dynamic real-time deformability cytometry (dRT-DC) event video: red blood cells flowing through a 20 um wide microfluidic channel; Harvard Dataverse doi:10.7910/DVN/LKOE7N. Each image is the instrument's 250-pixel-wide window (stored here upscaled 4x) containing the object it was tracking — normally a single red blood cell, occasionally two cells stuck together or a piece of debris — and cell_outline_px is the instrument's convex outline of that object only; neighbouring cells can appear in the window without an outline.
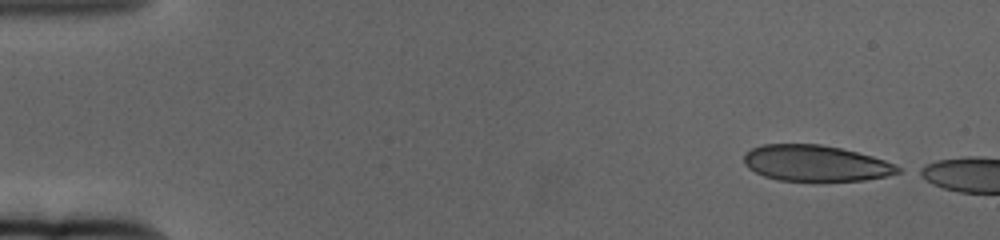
{"species": "human", "species_latin": "Homo sapiens", "temperature_condition": "cold", "stored_images_in_passage": 53, "camera_frame_rate_fps": 3000, "um_per_image_px": 0.085, "donor": {"sex": "female"}, "frame": {"image": 1, "passage_image": 1, "time_ms": 0.0, "image_size_px": [1000, 240], "cell_outline_px": [[904, 168], [900, 172], [888, 176], [864, 180], [776, 180], [764, 176], [748, 168], [744, 164], [744, 152], [752, 148], [764, 144], [820, 144], [840, 148], [872, 156], [896, 164]], "centroid_in_image_um": [69.33, 13.87], "position_along_channel_um": 15.7, "area_um2": 32.25}}
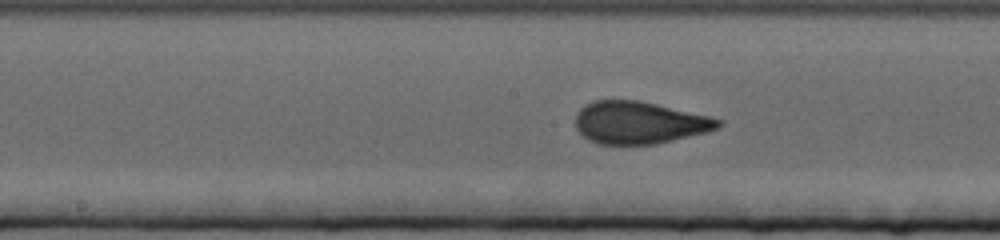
{"frame": {"image": 2, "passage_image": 28, "time_ms": 9.0, "image_size_px": [1000, 240], "cell_outline_px": [[724, 124], [720, 128], [656, 144], [600, 144], [588, 140], [576, 128], [576, 116], [580, 108], [584, 104], [592, 100], [636, 100], [656, 104], [708, 116], [724, 120]], "centroid_in_image_um": [54.33, 10.42], "position_along_channel_um": 193.9, "area_um2": 35.03}}
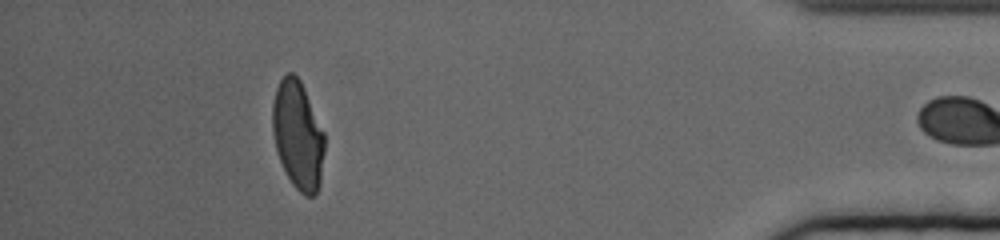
{"frame": {"image": 3, "passage_image": 52, "time_ms": 17.0, "image_size_px": [1000, 240], "cell_outline_px": [[324, 152], [320, 184], [316, 192], [312, 196], [304, 196], [292, 184], [280, 160], [276, 148], [272, 132], [272, 104], [276, 88], [280, 80], [288, 72], [292, 72], [300, 80], [304, 88], [324, 132]], "centroid_in_image_um": [25.31, 11.48], "position_along_channel_um": 409.9, "area_um2": 32.71}}